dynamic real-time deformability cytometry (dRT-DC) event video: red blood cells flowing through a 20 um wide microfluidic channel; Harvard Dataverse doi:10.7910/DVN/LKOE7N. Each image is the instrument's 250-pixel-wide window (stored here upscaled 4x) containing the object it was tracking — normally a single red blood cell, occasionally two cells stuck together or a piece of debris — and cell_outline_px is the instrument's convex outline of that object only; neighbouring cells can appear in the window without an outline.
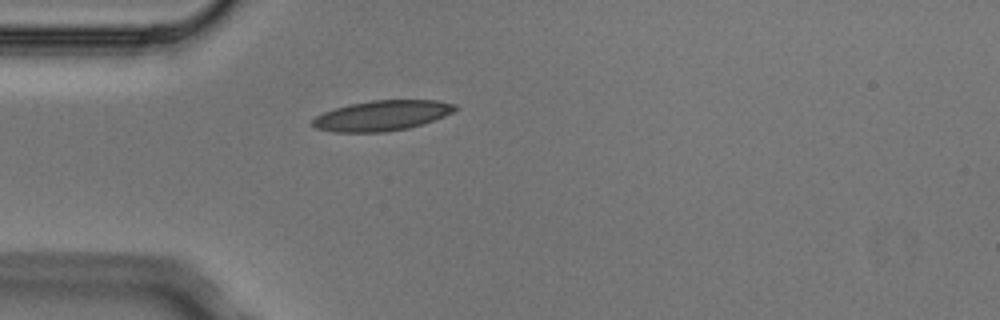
{"species": "Egyptian fruit bat (a non-hibernating species)", "species_latin": "Rousettus aegyptiacus", "temperature_condition": "cold", "stored_images_in_passage": 1, "camera_frame_rate_fps": 3000, "um_per_image_px": 0.085, "animal": {"sex": "male"}, "frame": {"image": 1, "passage_image": 1, "time_ms": 0.0, "image_size_px": [1000, 320], "cell_outline_px": [[460, 108], [444, 116], [408, 128], [384, 132], [332, 132], [316, 128], [312, 124], [312, 120], [316, 116], [324, 112], [348, 104], [372, 100], [436, 100], [456, 104]], "centroid_in_image_um": [32.46, 9.82], "position_along_channel_um": 52.5, "area_um2": 25.03}}